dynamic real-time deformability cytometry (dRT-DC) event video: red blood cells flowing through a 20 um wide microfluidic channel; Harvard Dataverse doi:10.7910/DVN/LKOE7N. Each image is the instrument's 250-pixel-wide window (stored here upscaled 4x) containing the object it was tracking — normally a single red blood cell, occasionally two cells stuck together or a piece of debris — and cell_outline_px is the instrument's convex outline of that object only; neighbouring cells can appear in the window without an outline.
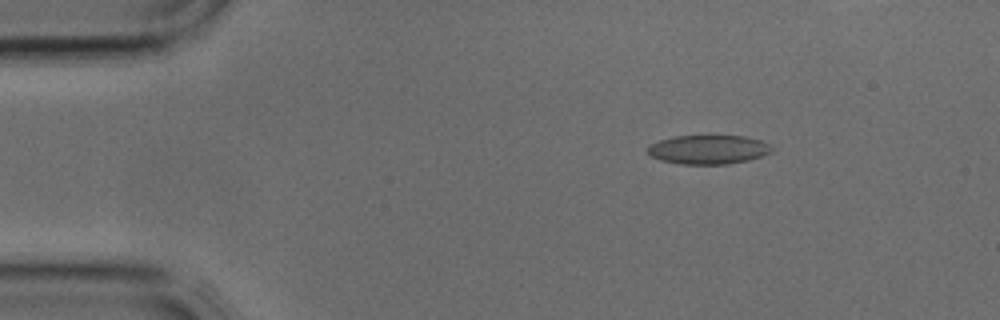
{"species": "common noctule bat (a hibernating species)", "species_latin": "Nyctalus noctula", "temperature_condition": "cold", "stored_images_in_passage": 3, "camera_frame_rate_fps": 3000, "um_per_image_px": 0.085, "animal": {"sex": "male", "body_mass_g": 17.9, "forearm_length_mm": 54.2}, "frame": {"image": 1, "passage_image": 1, "time_ms": 0.0, "image_size_px": [1000, 320], "cell_outline_px": [[772, 152], [748, 160], [728, 164], [680, 164], [660, 160], [652, 156], [648, 152], [648, 148], [652, 144], [660, 140], [672, 136], [744, 136], [760, 140], [768, 144], [772, 148]], "centroid_in_image_um": [60.21, 12.71], "position_along_channel_um": 24.8, "area_um2": 20.81}}